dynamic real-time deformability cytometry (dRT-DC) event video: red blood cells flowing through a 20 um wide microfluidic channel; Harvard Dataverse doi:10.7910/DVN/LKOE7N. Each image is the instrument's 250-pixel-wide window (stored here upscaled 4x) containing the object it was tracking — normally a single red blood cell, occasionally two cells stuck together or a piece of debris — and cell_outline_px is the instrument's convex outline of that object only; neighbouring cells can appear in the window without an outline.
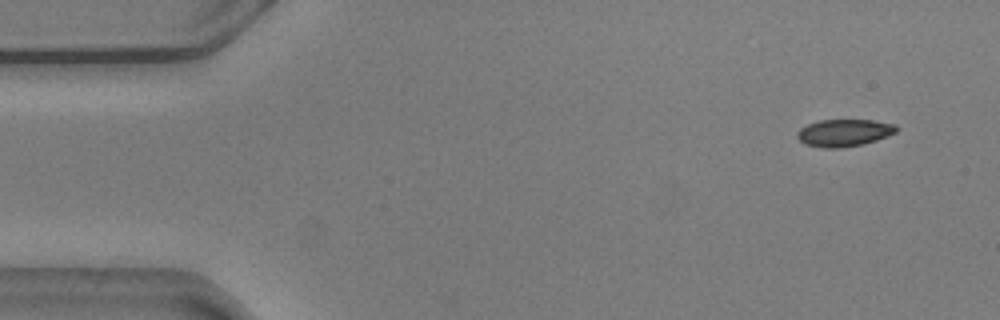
{"species": "common noctule bat (a hibernating species)", "species_latin": "Nyctalus noctula", "temperature_condition": "warm", "stored_images_in_passage": 5, "camera_frame_rate_fps": 3000, "um_per_image_px": 0.085, "animal": {"sex": "male", "body_mass_g": 20.5, "forearm_length_mm": 52.5}, "frame": {"image": 1, "passage_image": 2, "time_ms": 0.333, "image_size_px": [1000, 320], "cell_outline_px": [[896, 132], [888, 136], [864, 144], [840, 148], [824, 148], [804, 144], [796, 136], [796, 132], [800, 128], [808, 124], [820, 120], [872, 120], [896, 124]], "centroid_in_image_um": [71.73, 11.29], "position_along_channel_um": 13.3, "area_um2": 15.78}}